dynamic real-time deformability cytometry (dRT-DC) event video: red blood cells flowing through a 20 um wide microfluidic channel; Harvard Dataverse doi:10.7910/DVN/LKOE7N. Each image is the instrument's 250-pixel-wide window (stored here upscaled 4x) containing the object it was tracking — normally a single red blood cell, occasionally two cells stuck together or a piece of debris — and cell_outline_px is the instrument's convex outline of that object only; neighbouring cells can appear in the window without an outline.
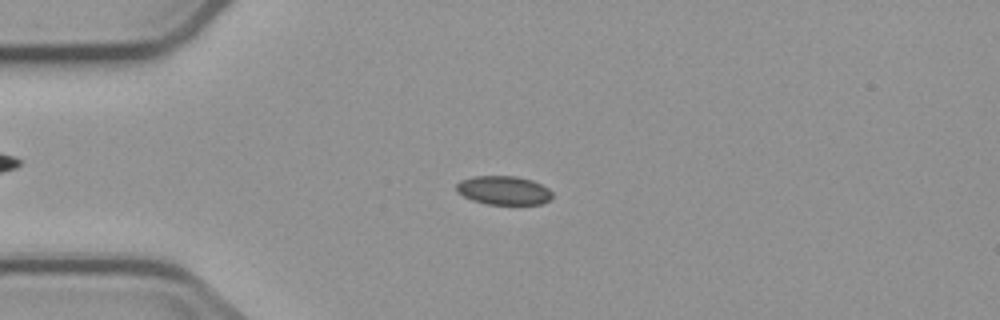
{"species": "common noctule bat (a hibernating species)", "species_latin": "Nyctalus noctula", "temperature_condition": "cold", "stored_images_in_passage": 4, "camera_frame_rate_fps": 3000, "um_per_image_px": 0.085, "animal": {"sex": "male", "body_mass_g": 23.1, "forearm_length_mm": 52.7}, "frame": {"image": 1, "passage_image": 3, "time_ms": 2.667, "image_size_px": [1000, 320], "cell_outline_px": [[552, 196], [548, 200], [540, 204], [488, 204], [472, 200], [456, 192], [456, 184], [460, 180], [472, 176], [516, 176], [532, 180], [548, 188], [552, 192]], "centroid_in_image_um": [42.78, 16.17], "position_along_channel_um": 42.2, "area_um2": 16.07}}